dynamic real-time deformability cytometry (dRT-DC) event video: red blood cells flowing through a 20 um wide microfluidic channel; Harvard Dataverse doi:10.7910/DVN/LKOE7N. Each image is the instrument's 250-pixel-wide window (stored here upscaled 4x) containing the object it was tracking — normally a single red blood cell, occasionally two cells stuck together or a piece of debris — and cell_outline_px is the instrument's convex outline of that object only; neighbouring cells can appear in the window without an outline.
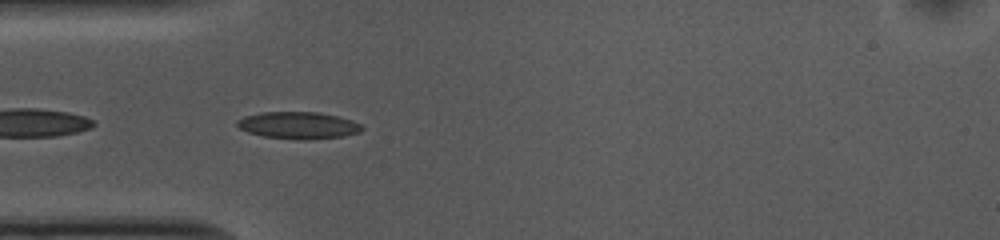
{"species": "common noctule bat (a hibernating species)", "species_latin": "Nyctalus noctula", "temperature_condition": "cold", "stored_images_in_passage": 40, "camera_frame_rate_fps": 3000, "um_per_image_px": 0.085, "animal": {"sex": "female", "body_mass_g": 10.0, "forearm_length_mm": 53.1}, "frame": {"image": 1, "passage_image": 2, "time_ms": 0.333, "image_size_px": [1000, 240], "cell_outline_px": [[364, 128], [360, 132], [344, 136], [304, 140], [300, 140], [264, 136], [248, 132], [240, 128], [236, 124], [236, 120], [244, 116], [260, 112], [316, 112], [340, 116], [352, 120], [360, 124]], "centroid_in_image_um": [25.36, 10.65], "position_along_channel_um": 59.6, "area_um2": 19.71}}
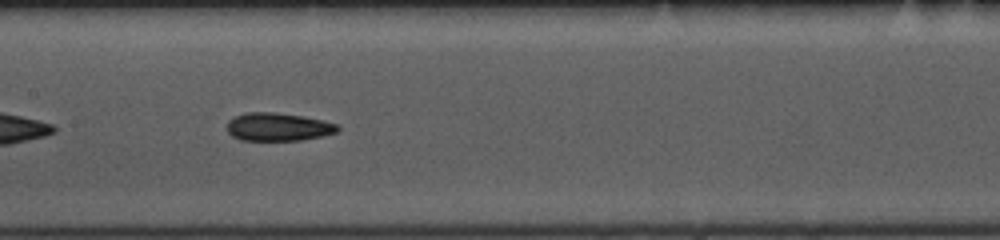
{"frame": {"image": 2, "passage_image": 12, "time_ms": 3.667, "image_size_px": [1000, 240], "cell_outline_px": [[340, 128], [336, 132], [320, 136], [300, 140], [240, 140], [232, 136], [228, 132], [228, 120], [244, 112], [272, 112], [304, 116], [336, 124]], "centroid_in_image_um": [23.6, 10.78], "position_along_channel_um": 183.8, "area_um2": 17.92}}
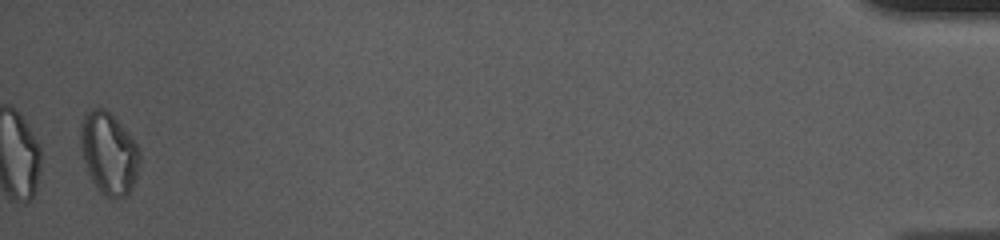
{"frame": {"image": 3, "passage_image": 39, "time_ms": 12.667, "image_size_px": [1000, 240], "cell_outline_px": [[140, 164], [136, 176], [128, 196], [108, 196], [100, 192], [92, 180], [88, 172], [80, 152], [80, 124], [84, 112], [92, 108], [104, 108], [120, 124], [136, 144], [140, 152]], "centroid_in_image_um": [9.21, 13.0], "position_along_channel_um": 426.0, "area_um2": 28.09}, "authors_computed_cell_mechanics": {"area_um2": 18.6405, "velocity_mm_per_s": 3.7324, "shape_relaxation_time_tau1_ms": 6.4597, "shape_relaxation_time_tau2_ms": 4.9102, "deformation_change_tau1": 0.1353, "deformation_change_tau2": 0.1226}}